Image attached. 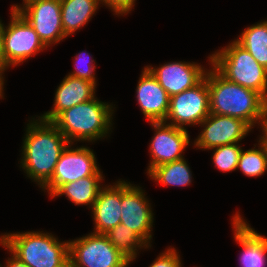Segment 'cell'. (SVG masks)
I'll return each mask as SVG.
<instances>
[{"label":"cell","instance_id":"1","mask_svg":"<svg viewBox=\"0 0 267 267\" xmlns=\"http://www.w3.org/2000/svg\"><path fill=\"white\" fill-rule=\"evenodd\" d=\"M24 138L21 167L42 188L52 178L69 142L52 122L39 117L27 124Z\"/></svg>","mask_w":267,"mask_h":267},{"label":"cell","instance_id":"2","mask_svg":"<svg viewBox=\"0 0 267 267\" xmlns=\"http://www.w3.org/2000/svg\"><path fill=\"white\" fill-rule=\"evenodd\" d=\"M210 113L238 118L251 128L267 114V100L251 89L231 82L223 77L213 66L207 70Z\"/></svg>","mask_w":267,"mask_h":267},{"label":"cell","instance_id":"3","mask_svg":"<svg viewBox=\"0 0 267 267\" xmlns=\"http://www.w3.org/2000/svg\"><path fill=\"white\" fill-rule=\"evenodd\" d=\"M113 106L97 97L62 111L52 123L69 143L105 138L112 127Z\"/></svg>","mask_w":267,"mask_h":267},{"label":"cell","instance_id":"4","mask_svg":"<svg viewBox=\"0 0 267 267\" xmlns=\"http://www.w3.org/2000/svg\"><path fill=\"white\" fill-rule=\"evenodd\" d=\"M0 244L28 267H66L69 263V241L60 242L40 231L6 233Z\"/></svg>","mask_w":267,"mask_h":267},{"label":"cell","instance_id":"5","mask_svg":"<svg viewBox=\"0 0 267 267\" xmlns=\"http://www.w3.org/2000/svg\"><path fill=\"white\" fill-rule=\"evenodd\" d=\"M209 60L227 80L260 93L267 100V69L236 40L211 54Z\"/></svg>","mask_w":267,"mask_h":267},{"label":"cell","instance_id":"6","mask_svg":"<svg viewBox=\"0 0 267 267\" xmlns=\"http://www.w3.org/2000/svg\"><path fill=\"white\" fill-rule=\"evenodd\" d=\"M69 260L72 267H128L131 263L105 234L94 232L69 240Z\"/></svg>","mask_w":267,"mask_h":267},{"label":"cell","instance_id":"7","mask_svg":"<svg viewBox=\"0 0 267 267\" xmlns=\"http://www.w3.org/2000/svg\"><path fill=\"white\" fill-rule=\"evenodd\" d=\"M11 21L3 27V57L5 64L18 65L46 48L32 25L18 11L11 9Z\"/></svg>","mask_w":267,"mask_h":267},{"label":"cell","instance_id":"8","mask_svg":"<svg viewBox=\"0 0 267 267\" xmlns=\"http://www.w3.org/2000/svg\"><path fill=\"white\" fill-rule=\"evenodd\" d=\"M71 145L63 150L52 178L42 187L50 196L63 184L88 176H102L93 150L86 146L71 148Z\"/></svg>","mask_w":267,"mask_h":267},{"label":"cell","instance_id":"9","mask_svg":"<svg viewBox=\"0 0 267 267\" xmlns=\"http://www.w3.org/2000/svg\"><path fill=\"white\" fill-rule=\"evenodd\" d=\"M209 114V90L204 77L194 87L170 97L169 111L164 122L170 120L168 124L186 129L185 125H199Z\"/></svg>","mask_w":267,"mask_h":267},{"label":"cell","instance_id":"10","mask_svg":"<svg viewBox=\"0 0 267 267\" xmlns=\"http://www.w3.org/2000/svg\"><path fill=\"white\" fill-rule=\"evenodd\" d=\"M11 9L27 19L46 47L66 38L61 20L60 0H34L22 7L13 5Z\"/></svg>","mask_w":267,"mask_h":267},{"label":"cell","instance_id":"11","mask_svg":"<svg viewBox=\"0 0 267 267\" xmlns=\"http://www.w3.org/2000/svg\"><path fill=\"white\" fill-rule=\"evenodd\" d=\"M121 209L120 223L136 232L151 247L154 213L140 186L122 181Z\"/></svg>","mask_w":267,"mask_h":267},{"label":"cell","instance_id":"12","mask_svg":"<svg viewBox=\"0 0 267 267\" xmlns=\"http://www.w3.org/2000/svg\"><path fill=\"white\" fill-rule=\"evenodd\" d=\"M203 130L194 141L199 149L239 143L252 128L243 120L218 114H209L201 123Z\"/></svg>","mask_w":267,"mask_h":267},{"label":"cell","instance_id":"13","mask_svg":"<svg viewBox=\"0 0 267 267\" xmlns=\"http://www.w3.org/2000/svg\"><path fill=\"white\" fill-rule=\"evenodd\" d=\"M149 123L154 127L155 135L149 146L151 161L147 173L154 167L184 158L182 153L190 143L187 129L177 128L164 121Z\"/></svg>","mask_w":267,"mask_h":267},{"label":"cell","instance_id":"14","mask_svg":"<svg viewBox=\"0 0 267 267\" xmlns=\"http://www.w3.org/2000/svg\"><path fill=\"white\" fill-rule=\"evenodd\" d=\"M146 68L165 89L169 97L194 87L206 73V69L201 65L184 61L169 62L157 68L151 66H146Z\"/></svg>","mask_w":267,"mask_h":267},{"label":"cell","instance_id":"15","mask_svg":"<svg viewBox=\"0 0 267 267\" xmlns=\"http://www.w3.org/2000/svg\"><path fill=\"white\" fill-rule=\"evenodd\" d=\"M136 94L141 111L149 122L165 121L170 97L146 67L140 75Z\"/></svg>","mask_w":267,"mask_h":267},{"label":"cell","instance_id":"16","mask_svg":"<svg viewBox=\"0 0 267 267\" xmlns=\"http://www.w3.org/2000/svg\"><path fill=\"white\" fill-rule=\"evenodd\" d=\"M234 239L241 245V267H265L267 261V237L257 233L236 213L233 216Z\"/></svg>","mask_w":267,"mask_h":267},{"label":"cell","instance_id":"17","mask_svg":"<svg viewBox=\"0 0 267 267\" xmlns=\"http://www.w3.org/2000/svg\"><path fill=\"white\" fill-rule=\"evenodd\" d=\"M96 88L92 81L66 75L55 92L53 109L39 118L52 122L62 111L93 99Z\"/></svg>","mask_w":267,"mask_h":267},{"label":"cell","instance_id":"18","mask_svg":"<svg viewBox=\"0 0 267 267\" xmlns=\"http://www.w3.org/2000/svg\"><path fill=\"white\" fill-rule=\"evenodd\" d=\"M122 181L107 185L98 192L92 206L95 222L94 233L105 234L121 221Z\"/></svg>","mask_w":267,"mask_h":267},{"label":"cell","instance_id":"19","mask_svg":"<svg viewBox=\"0 0 267 267\" xmlns=\"http://www.w3.org/2000/svg\"><path fill=\"white\" fill-rule=\"evenodd\" d=\"M61 20L66 37L82 28L95 14L101 0H60Z\"/></svg>","mask_w":267,"mask_h":267},{"label":"cell","instance_id":"20","mask_svg":"<svg viewBox=\"0 0 267 267\" xmlns=\"http://www.w3.org/2000/svg\"><path fill=\"white\" fill-rule=\"evenodd\" d=\"M103 176H88L75 182L61 185L51 197L66 195V197L76 205L93 206L101 189Z\"/></svg>","mask_w":267,"mask_h":267},{"label":"cell","instance_id":"21","mask_svg":"<svg viewBox=\"0 0 267 267\" xmlns=\"http://www.w3.org/2000/svg\"><path fill=\"white\" fill-rule=\"evenodd\" d=\"M236 41L267 69V21L247 27Z\"/></svg>","mask_w":267,"mask_h":267},{"label":"cell","instance_id":"22","mask_svg":"<svg viewBox=\"0 0 267 267\" xmlns=\"http://www.w3.org/2000/svg\"><path fill=\"white\" fill-rule=\"evenodd\" d=\"M147 175L162 185L188 186L192 181L190 168L184 158L154 167Z\"/></svg>","mask_w":267,"mask_h":267},{"label":"cell","instance_id":"23","mask_svg":"<svg viewBox=\"0 0 267 267\" xmlns=\"http://www.w3.org/2000/svg\"><path fill=\"white\" fill-rule=\"evenodd\" d=\"M108 240L130 262L137 257V249L149 248V245L132 229H128L122 223L105 233Z\"/></svg>","mask_w":267,"mask_h":267},{"label":"cell","instance_id":"24","mask_svg":"<svg viewBox=\"0 0 267 267\" xmlns=\"http://www.w3.org/2000/svg\"><path fill=\"white\" fill-rule=\"evenodd\" d=\"M259 148L249 149L240 154L237 169L249 177H257L263 175L267 170V148L259 139Z\"/></svg>","mask_w":267,"mask_h":267},{"label":"cell","instance_id":"25","mask_svg":"<svg viewBox=\"0 0 267 267\" xmlns=\"http://www.w3.org/2000/svg\"><path fill=\"white\" fill-rule=\"evenodd\" d=\"M213 162L215 166L223 172H231L237 169L242 148L238 143L223 145L212 148Z\"/></svg>","mask_w":267,"mask_h":267},{"label":"cell","instance_id":"26","mask_svg":"<svg viewBox=\"0 0 267 267\" xmlns=\"http://www.w3.org/2000/svg\"><path fill=\"white\" fill-rule=\"evenodd\" d=\"M84 56H86L87 58L86 57L84 58ZM88 56L91 59H88ZM74 61H76L75 68H74L75 70L69 73L68 75L72 77L84 79L87 81H92L96 85V79H95V74H94L96 67H95V64H93V62L95 61L94 59H92L91 55L89 53L86 54V52L78 53ZM78 64L80 65L83 64L84 67H82L83 65L80 67L78 66Z\"/></svg>","mask_w":267,"mask_h":267},{"label":"cell","instance_id":"27","mask_svg":"<svg viewBox=\"0 0 267 267\" xmlns=\"http://www.w3.org/2000/svg\"><path fill=\"white\" fill-rule=\"evenodd\" d=\"M180 255L176 252L175 248L167 249L161 253L149 267H182Z\"/></svg>","mask_w":267,"mask_h":267},{"label":"cell","instance_id":"28","mask_svg":"<svg viewBox=\"0 0 267 267\" xmlns=\"http://www.w3.org/2000/svg\"><path fill=\"white\" fill-rule=\"evenodd\" d=\"M107 5L116 15L129 13L135 5V0H101V4Z\"/></svg>","mask_w":267,"mask_h":267},{"label":"cell","instance_id":"29","mask_svg":"<svg viewBox=\"0 0 267 267\" xmlns=\"http://www.w3.org/2000/svg\"><path fill=\"white\" fill-rule=\"evenodd\" d=\"M3 27L4 24L0 20V75L2 76L4 71L7 70L8 66L5 64L4 57H3V48H2V41H3Z\"/></svg>","mask_w":267,"mask_h":267},{"label":"cell","instance_id":"30","mask_svg":"<svg viewBox=\"0 0 267 267\" xmlns=\"http://www.w3.org/2000/svg\"><path fill=\"white\" fill-rule=\"evenodd\" d=\"M11 258L6 262L5 267H28L24 262L20 261L16 256L11 253Z\"/></svg>","mask_w":267,"mask_h":267},{"label":"cell","instance_id":"31","mask_svg":"<svg viewBox=\"0 0 267 267\" xmlns=\"http://www.w3.org/2000/svg\"><path fill=\"white\" fill-rule=\"evenodd\" d=\"M261 128H262V134L263 136L260 137V140L264 143V145L267 148V114L264 117V119L261 121L260 124Z\"/></svg>","mask_w":267,"mask_h":267},{"label":"cell","instance_id":"32","mask_svg":"<svg viewBox=\"0 0 267 267\" xmlns=\"http://www.w3.org/2000/svg\"><path fill=\"white\" fill-rule=\"evenodd\" d=\"M4 76H1L0 75V98H2L3 97V85H4Z\"/></svg>","mask_w":267,"mask_h":267},{"label":"cell","instance_id":"33","mask_svg":"<svg viewBox=\"0 0 267 267\" xmlns=\"http://www.w3.org/2000/svg\"><path fill=\"white\" fill-rule=\"evenodd\" d=\"M31 1H34V0H23V6Z\"/></svg>","mask_w":267,"mask_h":267}]
</instances>
